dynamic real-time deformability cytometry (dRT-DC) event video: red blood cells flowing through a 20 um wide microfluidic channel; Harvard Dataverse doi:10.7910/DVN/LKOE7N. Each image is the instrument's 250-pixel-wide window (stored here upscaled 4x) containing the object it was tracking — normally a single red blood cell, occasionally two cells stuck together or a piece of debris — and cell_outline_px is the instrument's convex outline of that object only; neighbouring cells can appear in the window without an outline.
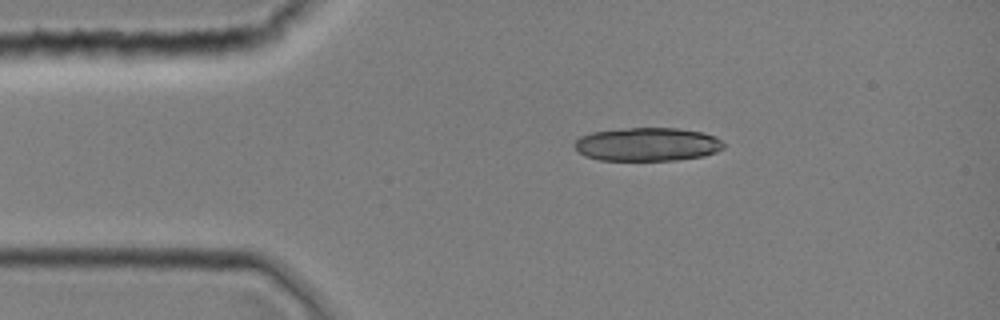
{"species": "common noctule bat (a hibernating species)", "species_latin": "Nyctalus noctula", "temperature_condition": "room temperature", "stored_images_in_passage": 3, "camera_frame_rate_fps": 3000, "um_per_image_px": 0.085, "animal": {"sex": "female", "body_mass_g": 19.0, "forearm_length_mm": 51.5}, "frame": {"image": 1, "passage_image": 1, "time_ms": 0.0, "image_size_px": [1000, 320], "cell_outline_px": [[724, 148], [716, 152], [704, 156], [676, 160], [600, 160], [584, 156], [576, 148], [576, 140], [580, 136], [592, 132], [620, 128], [676, 128], [700, 132], [716, 136], [724, 144]], "centroid_in_image_um": [55.03, 12.27], "position_along_channel_um": 30.0, "area_um2": 29.07}}